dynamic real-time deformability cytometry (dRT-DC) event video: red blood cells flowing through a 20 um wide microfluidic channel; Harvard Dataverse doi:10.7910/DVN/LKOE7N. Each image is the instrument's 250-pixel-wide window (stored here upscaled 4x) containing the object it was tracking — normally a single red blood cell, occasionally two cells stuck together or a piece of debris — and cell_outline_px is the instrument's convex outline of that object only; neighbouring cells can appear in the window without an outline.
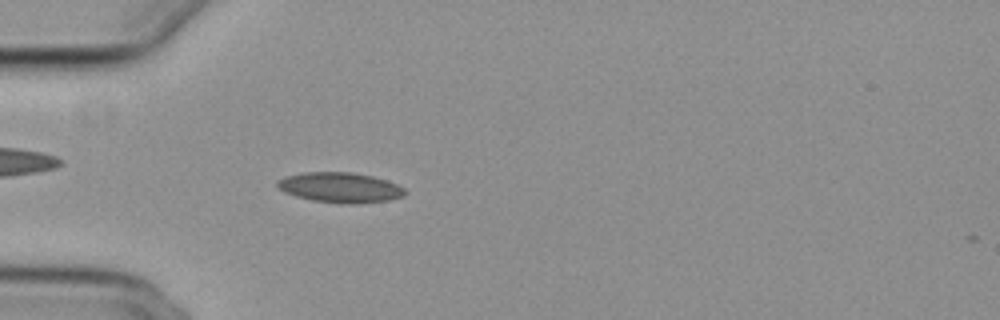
{"species": "common noctule bat (a hibernating species)", "species_latin": "Nyctalus noctula", "temperature_condition": "cold", "stored_images_in_passage": 17, "camera_frame_rate_fps": 3000, "um_per_image_px": 0.085, "animal": {"sex": "female", "body_mass_g": 29.2, "forearm_length_mm": 56.3}, "frame": {"image": 1, "passage_image": 16, "time_ms": 5.0, "image_size_px": [1000, 320], "cell_outline_px": [[408, 192], [404, 196], [388, 200], [356, 204], [340, 204], [312, 200], [296, 196], [284, 192], [276, 184], [276, 180], [284, 176], [304, 172], [352, 172], [372, 176], [396, 184], [404, 188]], "centroid_in_image_um": [28.9, 15.94], "position_along_channel_um": 56.1, "area_um2": 22.54}}